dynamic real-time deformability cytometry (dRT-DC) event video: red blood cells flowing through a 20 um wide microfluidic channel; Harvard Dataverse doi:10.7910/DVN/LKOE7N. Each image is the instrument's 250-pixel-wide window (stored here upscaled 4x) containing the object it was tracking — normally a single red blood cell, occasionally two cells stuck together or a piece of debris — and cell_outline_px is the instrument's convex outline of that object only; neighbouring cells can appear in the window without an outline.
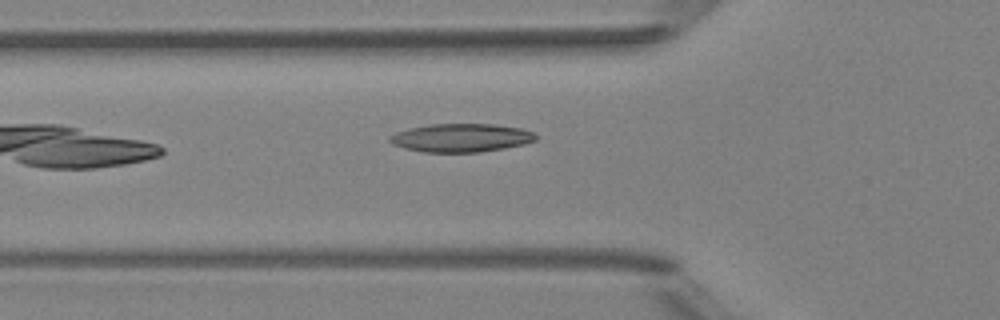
{"species": "Egyptian fruit bat (a non-hibernating species)", "species_latin": "Rousettus aegyptiacus", "temperature_condition": "room temperature", "stored_images_in_passage": 5, "camera_frame_rate_fps": 3000, "um_per_image_px": 0.085, "animal": {"sex": "female"}, "frame": {"image": 1, "passage_image": 5, "time_ms": 5.667, "image_size_px": [1000, 320], "cell_outline_px": [[536, 140], [524, 144], [504, 148], [480, 152], [424, 152], [404, 148], [392, 144], [388, 140], [388, 136], [396, 132], [408, 128], [428, 124], [492, 124], [520, 128], [532, 132], [536, 136]], "centroid_in_image_um": [39.14, 11.71], "position_along_channel_um": 86.7, "area_um2": 24.16}}